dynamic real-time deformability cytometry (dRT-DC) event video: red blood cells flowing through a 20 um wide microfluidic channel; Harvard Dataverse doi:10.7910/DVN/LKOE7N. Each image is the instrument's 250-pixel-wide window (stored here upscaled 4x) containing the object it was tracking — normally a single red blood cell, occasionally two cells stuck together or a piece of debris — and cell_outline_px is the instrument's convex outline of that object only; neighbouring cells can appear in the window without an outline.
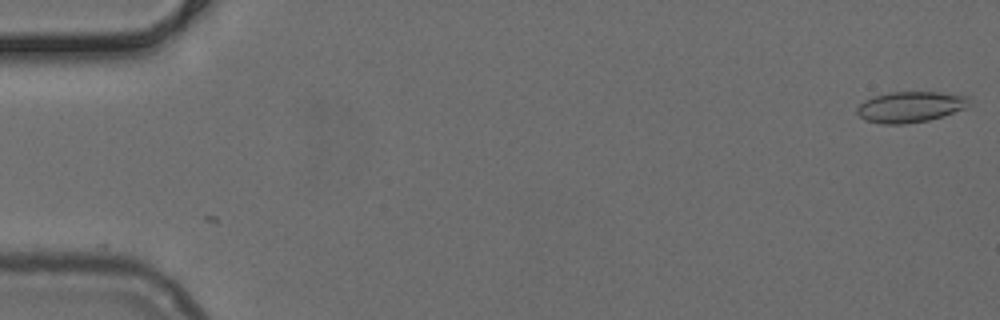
{"species": "common noctule bat (a hibernating species)", "species_latin": "Nyctalus noctula", "temperature_condition": "cold", "stored_images_in_passage": 5, "camera_frame_rate_fps": 3000, "um_per_image_px": 0.085, "animal": {"sex": "female", "body_mass_g": 24.6, "forearm_length_mm": 56.2}, "frame": {"image": 1, "passage_image": 5, "time_ms": 1.333, "image_size_px": [1000, 320], "cell_outline_px": [[968, 100], [964, 108], [944, 116], [928, 120], [904, 124], [884, 124], [864, 120], [856, 112], [856, 108], [864, 100], [872, 96], [888, 92], [940, 92], [968, 96]], "centroid_in_image_um": [77.31, 9.08], "position_along_channel_um": 7.7, "area_um2": 20.11}}